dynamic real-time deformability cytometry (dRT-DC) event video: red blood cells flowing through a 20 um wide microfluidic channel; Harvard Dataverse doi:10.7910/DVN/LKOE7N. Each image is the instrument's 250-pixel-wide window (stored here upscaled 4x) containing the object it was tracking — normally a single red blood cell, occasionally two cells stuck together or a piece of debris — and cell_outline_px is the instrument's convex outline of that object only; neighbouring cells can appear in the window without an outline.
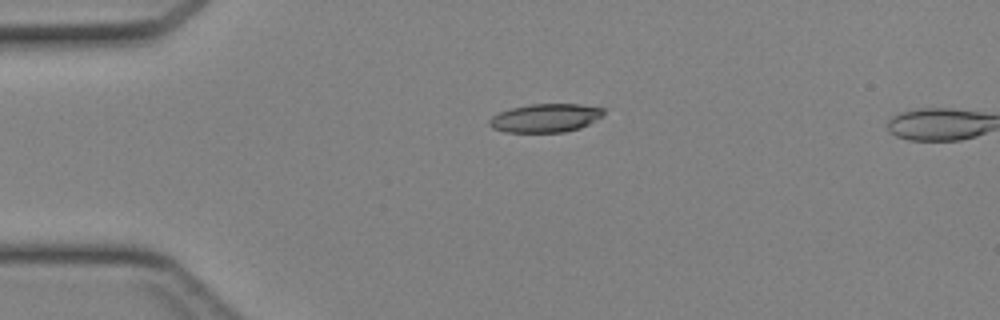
{"species": "Egyptian fruit bat (a non-hibernating species)", "species_latin": "Rousettus aegyptiacus", "temperature_condition": "cold", "stored_images_in_passage": 3, "camera_frame_rate_fps": 3000, "um_per_image_px": 0.085, "animal": {"sex": "female"}, "frame": {"image": 1, "passage_image": 1, "time_ms": 0.0, "image_size_px": [1000, 320], "cell_outline_px": [[604, 116], [580, 128], [564, 132], [504, 132], [492, 128], [488, 124], [488, 120], [492, 116], [500, 112], [512, 108], [532, 104], [580, 104], [604, 108]], "centroid_in_image_um": [46.37, 10.03], "position_along_channel_um": 38.6, "area_um2": 19.02}}